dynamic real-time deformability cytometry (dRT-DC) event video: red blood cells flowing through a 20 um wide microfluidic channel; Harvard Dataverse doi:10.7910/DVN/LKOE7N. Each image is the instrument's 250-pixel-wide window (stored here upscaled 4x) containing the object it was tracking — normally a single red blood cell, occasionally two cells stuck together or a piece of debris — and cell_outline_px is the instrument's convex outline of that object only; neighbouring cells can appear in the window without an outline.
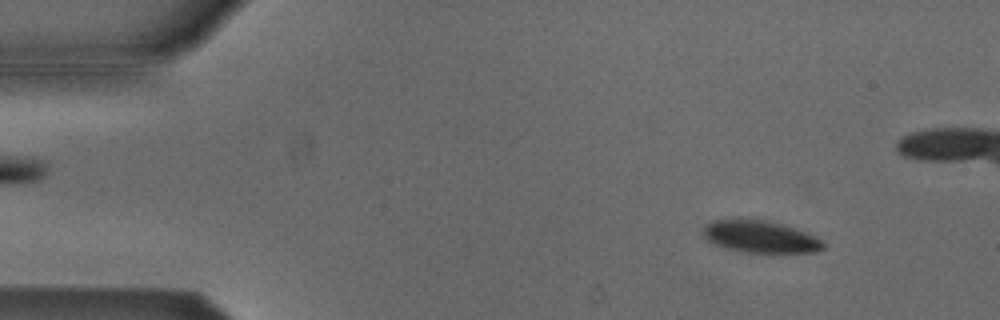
{"species": "Egyptian fruit bat (a non-hibernating species)", "species_latin": "Rousettus aegyptiacus", "temperature_condition": "cold", "stored_images_in_passage": 54, "camera_frame_rate_fps": 3000, "um_per_image_px": 0.085, "animal": {"sex": "male"}, "frame": {"image": 1, "passage_image": 6, "time_ms": 1.667, "image_size_px": [1000, 320], "cell_outline_px": [[824, 248], [816, 252], [772, 256], [744, 252], [724, 248], [712, 244], [700, 232], [712, 220], [764, 220], [780, 224], [808, 232], [816, 236], [824, 244]], "centroid_in_image_um": [64.68, 20.2], "position_along_channel_um": 20.3, "area_um2": 23.24}}
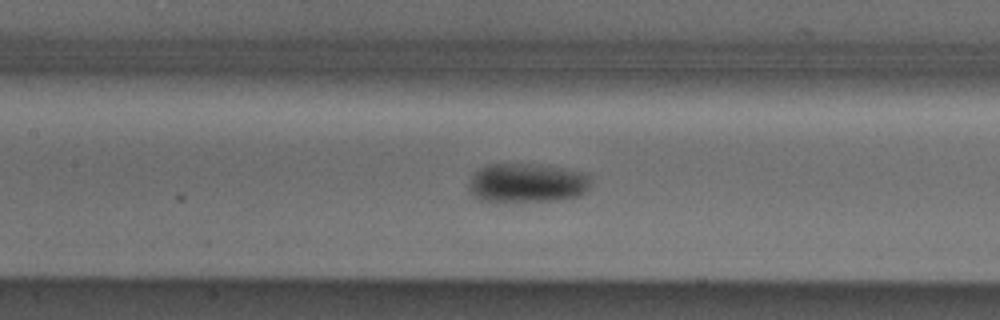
{"frame": {"image": 2, "passage_image": 24, "time_ms": 7.667, "image_size_px": [1000, 320], "cell_outline_px": [[592, 176], [588, 188], [580, 196], [556, 200], [496, 204], [492, 204], [480, 200], [472, 196], [468, 188], [468, 180], [484, 164], [540, 164], [584, 172]], "centroid_in_image_um": [44.74, 15.59], "position_along_channel_um": 162.7, "area_um2": 28.96}}
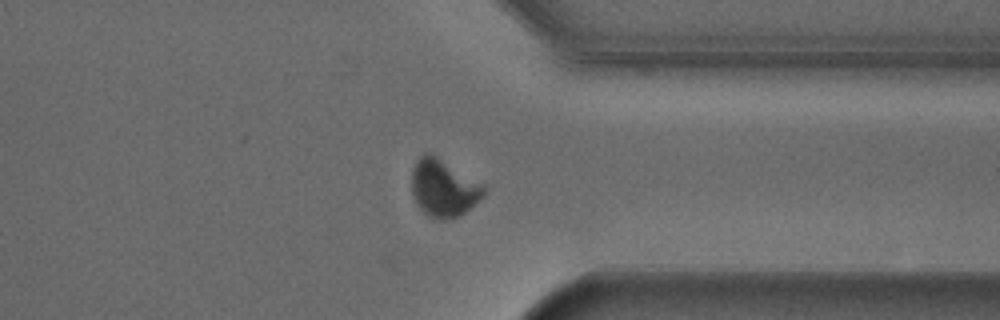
{"frame": {"image": 3, "passage_image": 41, "time_ms": 13.333, "image_size_px": [1000, 320], "cell_outline_px": [[484, 196], [480, 200], [460, 216], [444, 220], [432, 220], [420, 208], [412, 196], [412, 168], [416, 160], [424, 152], [432, 152], [484, 184]], "centroid_in_image_um": [37.69, 15.97], "position_along_channel_um": 373.7, "area_um2": 24.62}, "authors_computed_cell_mechanics": {"area_um2": 24.7962, "velocity_mm_per_s": 3.7922, "shape_relaxation_time_tau1_ms": 2.8311, "shape_relaxation_time_tau2_ms": 11.1763, "deformation_change_tau1": 0.0944, "deformation_change_tau2": 0.0607}}